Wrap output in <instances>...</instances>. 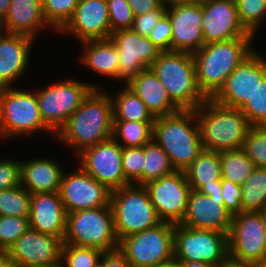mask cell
I'll use <instances>...</instances> for the list:
<instances>
[{
  "label": "cell",
  "mask_w": 266,
  "mask_h": 267,
  "mask_svg": "<svg viewBox=\"0 0 266 267\" xmlns=\"http://www.w3.org/2000/svg\"><path fill=\"white\" fill-rule=\"evenodd\" d=\"M102 90L94 88L55 137L74 148L75 156L112 137L113 102L111 94Z\"/></svg>",
  "instance_id": "obj_1"
},
{
  "label": "cell",
  "mask_w": 266,
  "mask_h": 267,
  "mask_svg": "<svg viewBox=\"0 0 266 267\" xmlns=\"http://www.w3.org/2000/svg\"><path fill=\"white\" fill-rule=\"evenodd\" d=\"M153 139L166 152L176 171H185L204 150L195 110L156 117Z\"/></svg>",
  "instance_id": "obj_2"
},
{
  "label": "cell",
  "mask_w": 266,
  "mask_h": 267,
  "mask_svg": "<svg viewBox=\"0 0 266 267\" xmlns=\"http://www.w3.org/2000/svg\"><path fill=\"white\" fill-rule=\"evenodd\" d=\"M254 38H236L204 44L193 53L197 83L207 98H212L228 76L256 49Z\"/></svg>",
  "instance_id": "obj_3"
},
{
  "label": "cell",
  "mask_w": 266,
  "mask_h": 267,
  "mask_svg": "<svg viewBox=\"0 0 266 267\" xmlns=\"http://www.w3.org/2000/svg\"><path fill=\"white\" fill-rule=\"evenodd\" d=\"M195 113L204 150L224 152L243 148L252 125L240 109L208 98Z\"/></svg>",
  "instance_id": "obj_4"
},
{
  "label": "cell",
  "mask_w": 266,
  "mask_h": 267,
  "mask_svg": "<svg viewBox=\"0 0 266 267\" xmlns=\"http://www.w3.org/2000/svg\"><path fill=\"white\" fill-rule=\"evenodd\" d=\"M150 68L181 110H196L208 99L198 86L192 53L161 52Z\"/></svg>",
  "instance_id": "obj_5"
},
{
  "label": "cell",
  "mask_w": 266,
  "mask_h": 267,
  "mask_svg": "<svg viewBox=\"0 0 266 267\" xmlns=\"http://www.w3.org/2000/svg\"><path fill=\"white\" fill-rule=\"evenodd\" d=\"M15 87V88H14ZM51 130L44 124L35 90L0 88V140Z\"/></svg>",
  "instance_id": "obj_6"
},
{
  "label": "cell",
  "mask_w": 266,
  "mask_h": 267,
  "mask_svg": "<svg viewBox=\"0 0 266 267\" xmlns=\"http://www.w3.org/2000/svg\"><path fill=\"white\" fill-rule=\"evenodd\" d=\"M110 204L118 240L162 222L144 185L133 183L112 191Z\"/></svg>",
  "instance_id": "obj_7"
},
{
  "label": "cell",
  "mask_w": 266,
  "mask_h": 267,
  "mask_svg": "<svg viewBox=\"0 0 266 267\" xmlns=\"http://www.w3.org/2000/svg\"><path fill=\"white\" fill-rule=\"evenodd\" d=\"M63 243L93 247L103 252L118 249L111 204L68 213Z\"/></svg>",
  "instance_id": "obj_8"
},
{
  "label": "cell",
  "mask_w": 266,
  "mask_h": 267,
  "mask_svg": "<svg viewBox=\"0 0 266 267\" xmlns=\"http://www.w3.org/2000/svg\"><path fill=\"white\" fill-rule=\"evenodd\" d=\"M175 224L158 225L119 240L118 250L132 267H162L174 262Z\"/></svg>",
  "instance_id": "obj_9"
},
{
  "label": "cell",
  "mask_w": 266,
  "mask_h": 267,
  "mask_svg": "<svg viewBox=\"0 0 266 267\" xmlns=\"http://www.w3.org/2000/svg\"><path fill=\"white\" fill-rule=\"evenodd\" d=\"M94 88L92 83L77 79H60L47 87L36 89L38 107L44 124L52 131L53 137L67 123L69 117L79 108L83 100Z\"/></svg>",
  "instance_id": "obj_10"
},
{
  "label": "cell",
  "mask_w": 266,
  "mask_h": 267,
  "mask_svg": "<svg viewBox=\"0 0 266 267\" xmlns=\"http://www.w3.org/2000/svg\"><path fill=\"white\" fill-rule=\"evenodd\" d=\"M174 261H199L219 266L229 257L228 234L175 224Z\"/></svg>",
  "instance_id": "obj_11"
},
{
  "label": "cell",
  "mask_w": 266,
  "mask_h": 267,
  "mask_svg": "<svg viewBox=\"0 0 266 267\" xmlns=\"http://www.w3.org/2000/svg\"><path fill=\"white\" fill-rule=\"evenodd\" d=\"M76 158L77 164L111 192L131 184L123 173L122 146L112 137L87 147Z\"/></svg>",
  "instance_id": "obj_12"
},
{
  "label": "cell",
  "mask_w": 266,
  "mask_h": 267,
  "mask_svg": "<svg viewBox=\"0 0 266 267\" xmlns=\"http://www.w3.org/2000/svg\"><path fill=\"white\" fill-rule=\"evenodd\" d=\"M172 28L171 51L195 53L204 45L203 0H183L167 4Z\"/></svg>",
  "instance_id": "obj_13"
},
{
  "label": "cell",
  "mask_w": 266,
  "mask_h": 267,
  "mask_svg": "<svg viewBox=\"0 0 266 267\" xmlns=\"http://www.w3.org/2000/svg\"><path fill=\"white\" fill-rule=\"evenodd\" d=\"M266 77V56L254 51L228 76L212 97L218 104L241 109Z\"/></svg>",
  "instance_id": "obj_14"
},
{
  "label": "cell",
  "mask_w": 266,
  "mask_h": 267,
  "mask_svg": "<svg viewBox=\"0 0 266 267\" xmlns=\"http://www.w3.org/2000/svg\"><path fill=\"white\" fill-rule=\"evenodd\" d=\"M229 257L255 265L266 256V234L260 213L233 216L228 234Z\"/></svg>",
  "instance_id": "obj_15"
},
{
  "label": "cell",
  "mask_w": 266,
  "mask_h": 267,
  "mask_svg": "<svg viewBox=\"0 0 266 267\" xmlns=\"http://www.w3.org/2000/svg\"><path fill=\"white\" fill-rule=\"evenodd\" d=\"M151 203L162 221L179 224L185 216L191 187L184 171L151 180L145 185Z\"/></svg>",
  "instance_id": "obj_16"
},
{
  "label": "cell",
  "mask_w": 266,
  "mask_h": 267,
  "mask_svg": "<svg viewBox=\"0 0 266 267\" xmlns=\"http://www.w3.org/2000/svg\"><path fill=\"white\" fill-rule=\"evenodd\" d=\"M59 193L67 214L107 206L111 195L110 190L80 165L68 174L64 171Z\"/></svg>",
  "instance_id": "obj_17"
},
{
  "label": "cell",
  "mask_w": 266,
  "mask_h": 267,
  "mask_svg": "<svg viewBox=\"0 0 266 267\" xmlns=\"http://www.w3.org/2000/svg\"><path fill=\"white\" fill-rule=\"evenodd\" d=\"M119 59V80L127 84L141 71L150 68L161 53L150 40L131 29L118 30L111 34Z\"/></svg>",
  "instance_id": "obj_18"
},
{
  "label": "cell",
  "mask_w": 266,
  "mask_h": 267,
  "mask_svg": "<svg viewBox=\"0 0 266 267\" xmlns=\"http://www.w3.org/2000/svg\"><path fill=\"white\" fill-rule=\"evenodd\" d=\"M204 44L236 38H255L242 25L233 0H203Z\"/></svg>",
  "instance_id": "obj_19"
},
{
  "label": "cell",
  "mask_w": 266,
  "mask_h": 267,
  "mask_svg": "<svg viewBox=\"0 0 266 267\" xmlns=\"http://www.w3.org/2000/svg\"><path fill=\"white\" fill-rule=\"evenodd\" d=\"M233 214L224 205L222 195L208 196L191 189L185 216L180 225L229 234Z\"/></svg>",
  "instance_id": "obj_20"
},
{
  "label": "cell",
  "mask_w": 266,
  "mask_h": 267,
  "mask_svg": "<svg viewBox=\"0 0 266 267\" xmlns=\"http://www.w3.org/2000/svg\"><path fill=\"white\" fill-rule=\"evenodd\" d=\"M80 41L109 39L111 26L107 0H79L73 16L58 32Z\"/></svg>",
  "instance_id": "obj_21"
},
{
  "label": "cell",
  "mask_w": 266,
  "mask_h": 267,
  "mask_svg": "<svg viewBox=\"0 0 266 267\" xmlns=\"http://www.w3.org/2000/svg\"><path fill=\"white\" fill-rule=\"evenodd\" d=\"M62 244L59 237L29 228L8 249V253L19 267H36L59 260Z\"/></svg>",
  "instance_id": "obj_22"
},
{
  "label": "cell",
  "mask_w": 266,
  "mask_h": 267,
  "mask_svg": "<svg viewBox=\"0 0 266 267\" xmlns=\"http://www.w3.org/2000/svg\"><path fill=\"white\" fill-rule=\"evenodd\" d=\"M34 41L29 36L7 32L0 38V88L12 87L24 76Z\"/></svg>",
  "instance_id": "obj_23"
},
{
  "label": "cell",
  "mask_w": 266,
  "mask_h": 267,
  "mask_svg": "<svg viewBox=\"0 0 266 267\" xmlns=\"http://www.w3.org/2000/svg\"><path fill=\"white\" fill-rule=\"evenodd\" d=\"M29 219L30 228L63 241L67 213L59 192L31 194Z\"/></svg>",
  "instance_id": "obj_24"
},
{
  "label": "cell",
  "mask_w": 266,
  "mask_h": 267,
  "mask_svg": "<svg viewBox=\"0 0 266 267\" xmlns=\"http://www.w3.org/2000/svg\"><path fill=\"white\" fill-rule=\"evenodd\" d=\"M64 171L61 164L47 157L21 161V185L31 194L59 192Z\"/></svg>",
  "instance_id": "obj_25"
},
{
  "label": "cell",
  "mask_w": 266,
  "mask_h": 267,
  "mask_svg": "<svg viewBox=\"0 0 266 267\" xmlns=\"http://www.w3.org/2000/svg\"><path fill=\"white\" fill-rule=\"evenodd\" d=\"M126 85L139 96L155 118L170 115L181 110L170 99L167 90L151 68L141 71Z\"/></svg>",
  "instance_id": "obj_26"
},
{
  "label": "cell",
  "mask_w": 266,
  "mask_h": 267,
  "mask_svg": "<svg viewBox=\"0 0 266 267\" xmlns=\"http://www.w3.org/2000/svg\"><path fill=\"white\" fill-rule=\"evenodd\" d=\"M7 33L22 34L37 40L46 26L41 0H12L3 20Z\"/></svg>",
  "instance_id": "obj_27"
},
{
  "label": "cell",
  "mask_w": 266,
  "mask_h": 267,
  "mask_svg": "<svg viewBox=\"0 0 266 267\" xmlns=\"http://www.w3.org/2000/svg\"><path fill=\"white\" fill-rule=\"evenodd\" d=\"M184 172L191 189L208 196L222 195L220 152L203 150Z\"/></svg>",
  "instance_id": "obj_28"
},
{
  "label": "cell",
  "mask_w": 266,
  "mask_h": 267,
  "mask_svg": "<svg viewBox=\"0 0 266 267\" xmlns=\"http://www.w3.org/2000/svg\"><path fill=\"white\" fill-rule=\"evenodd\" d=\"M83 55L80 63L91 71L119 80V59L114 42L109 39L87 40L80 42Z\"/></svg>",
  "instance_id": "obj_29"
},
{
  "label": "cell",
  "mask_w": 266,
  "mask_h": 267,
  "mask_svg": "<svg viewBox=\"0 0 266 267\" xmlns=\"http://www.w3.org/2000/svg\"><path fill=\"white\" fill-rule=\"evenodd\" d=\"M111 96L113 102V120L154 122L155 117L145 103L126 84Z\"/></svg>",
  "instance_id": "obj_30"
},
{
  "label": "cell",
  "mask_w": 266,
  "mask_h": 267,
  "mask_svg": "<svg viewBox=\"0 0 266 267\" xmlns=\"http://www.w3.org/2000/svg\"><path fill=\"white\" fill-rule=\"evenodd\" d=\"M154 122L113 120L112 138L122 147H143L153 139Z\"/></svg>",
  "instance_id": "obj_31"
},
{
  "label": "cell",
  "mask_w": 266,
  "mask_h": 267,
  "mask_svg": "<svg viewBox=\"0 0 266 267\" xmlns=\"http://www.w3.org/2000/svg\"><path fill=\"white\" fill-rule=\"evenodd\" d=\"M242 186V212L260 213L266 207V167H256Z\"/></svg>",
  "instance_id": "obj_32"
},
{
  "label": "cell",
  "mask_w": 266,
  "mask_h": 267,
  "mask_svg": "<svg viewBox=\"0 0 266 267\" xmlns=\"http://www.w3.org/2000/svg\"><path fill=\"white\" fill-rule=\"evenodd\" d=\"M221 179L242 185L256 168L243 149L220 152Z\"/></svg>",
  "instance_id": "obj_33"
},
{
  "label": "cell",
  "mask_w": 266,
  "mask_h": 267,
  "mask_svg": "<svg viewBox=\"0 0 266 267\" xmlns=\"http://www.w3.org/2000/svg\"><path fill=\"white\" fill-rule=\"evenodd\" d=\"M174 171L166 152L154 139L149 141L144 146L143 185L151 180L170 175Z\"/></svg>",
  "instance_id": "obj_34"
},
{
  "label": "cell",
  "mask_w": 266,
  "mask_h": 267,
  "mask_svg": "<svg viewBox=\"0 0 266 267\" xmlns=\"http://www.w3.org/2000/svg\"><path fill=\"white\" fill-rule=\"evenodd\" d=\"M31 193L22 185L0 191V216L29 217Z\"/></svg>",
  "instance_id": "obj_35"
},
{
  "label": "cell",
  "mask_w": 266,
  "mask_h": 267,
  "mask_svg": "<svg viewBox=\"0 0 266 267\" xmlns=\"http://www.w3.org/2000/svg\"><path fill=\"white\" fill-rule=\"evenodd\" d=\"M43 15L51 29L60 31L71 19L79 0H41Z\"/></svg>",
  "instance_id": "obj_36"
},
{
  "label": "cell",
  "mask_w": 266,
  "mask_h": 267,
  "mask_svg": "<svg viewBox=\"0 0 266 267\" xmlns=\"http://www.w3.org/2000/svg\"><path fill=\"white\" fill-rule=\"evenodd\" d=\"M104 252L93 247L62 244L61 257L64 267H94Z\"/></svg>",
  "instance_id": "obj_37"
},
{
  "label": "cell",
  "mask_w": 266,
  "mask_h": 267,
  "mask_svg": "<svg viewBox=\"0 0 266 267\" xmlns=\"http://www.w3.org/2000/svg\"><path fill=\"white\" fill-rule=\"evenodd\" d=\"M235 3L244 28L253 36L257 35L266 18V0H236Z\"/></svg>",
  "instance_id": "obj_38"
},
{
  "label": "cell",
  "mask_w": 266,
  "mask_h": 267,
  "mask_svg": "<svg viewBox=\"0 0 266 267\" xmlns=\"http://www.w3.org/2000/svg\"><path fill=\"white\" fill-rule=\"evenodd\" d=\"M255 167H266V125L251 126L242 148Z\"/></svg>",
  "instance_id": "obj_39"
},
{
  "label": "cell",
  "mask_w": 266,
  "mask_h": 267,
  "mask_svg": "<svg viewBox=\"0 0 266 267\" xmlns=\"http://www.w3.org/2000/svg\"><path fill=\"white\" fill-rule=\"evenodd\" d=\"M29 228V217L0 216V251H8Z\"/></svg>",
  "instance_id": "obj_40"
},
{
  "label": "cell",
  "mask_w": 266,
  "mask_h": 267,
  "mask_svg": "<svg viewBox=\"0 0 266 267\" xmlns=\"http://www.w3.org/2000/svg\"><path fill=\"white\" fill-rule=\"evenodd\" d=\"M240 110L252 126L266 125V77Z\"/></svg>",
  "instance_id": "obj_41"
},
{
  "label": "cell",
  "mask_w": 266,
  "mask_h": 267,
  "mask_svg": "<svg viewBox=\"0 0 266 267\" xmlns=\"http://www.w3.org/2000/svg\"><path fill=\"white\" fill-rule=\"evenodd\" d=\"M122 166L124 176L131 184L143 185L144 146L122 147Z\"/></svg>",
  "instance_id": "obj_42"
},
{
  "label": "cell",
  "mask_w": 266,
  "mask_h": 267,
  "mask_svg": "<svg viewBox=\"0 0 266 267\" xmlns=\"http://www.w3.org/2000/svg\"><path fill=\"white\" fill-rule=\"evenodd\" d=\"M111 33L131 29L134 15L127 0H107Z\"/></svg>",
  "instance_id": "obj_43"
},
{
  "label": "cell",
  "mask_w": 266,
  "mask_h": 267,
  "mask_svg": "<svg viewBox=\"0 0 266 267\" xmlns=\"http://www.w3.org/2000/svg\"><path fill=\"white\" fill-rule=\"evenodd\" d=\"M21 161L0 159V191L21 185Z\"/></svg>",
  "instance_id": "obj_44"
},
{
  "label": "cell",
  "mask_w": 266,
  "mask_h": 267,
  "mask_svg": "<svg viewBox=\"0 0 266 267\" xmlns=\"http://www.w3.org/2000/svg\"><path fill=\"white\" fill-rule=\"evenodd\" d=\"M167 4H162L157 10L134 16L131 30L143 37H149L159 19L166 13Z\"/></svg>",
  "instance_id": "obj_45"
},
{
  "label": "cell",
  "mask_w": 266,
  "mask_h": 267,
  "mask_svg": "<svg viewBox=\"0 0 266 267\" xmlns=\"http://www.w3.org/2000/svg\"><path fill=\"white\" fill-rule=\"evenodd\" d=\"M149 40L161 52L171 51L172 28L168 15L165 13L152 30Z\"/></svg>",
  "instance_id": "obj_46"
},
{
  "label": "cell",
  "mask_w": 266,
  "mask_h": 267,
  "mask_svg": "<svg viewBox=\"0 0 266 267\" xmlns=\"http://www.w3.org/2000/svg\"><path fill=\"white\" fill-rule=\"evenodd\" d=\"M222 197L225 208L233 215L242 212V186L222 179Z\"/></svg>",
  "instance_id": "obj_47"
},
{
  "label": "cell",
  "mask_w": 266,
  "mask_h": 267,
  "mask_svg": "<svg viewBox=\"0 0 266 267\" xmlns=\"http://www.w3.org/2000/svg\"><path fill=\"white\" fill-rule=\"evenodd\" d=\"M127 2L134 16L157 10L163 4L161 0H127Z\"/></svg>",
  "instance_id": "obj_48"
},
{
  "label": "cell",
  "mask_w": 266,
  "mask_h": 267,
  "mask_svg": "<svg viewBox=\"0 0 266 267\" xmlns=\"http://www.w3.org/2000/svg\"><path fill=\"white\" fill-rule=\"evenodd\" d=\"M105 267H132L125 256L118 250L105 252Z\"/></svg>",
  "instance_id": "obj_49"
},
{
  "label": "cell",
  "mask_w": 266,
  "mask_h": 267,
  "mask_svg": "<svg viewBox=\"0 0 266 267\" xmlns=\"http://www.w3.org/2000/svg\"><path fill=\"white\" fill-rule=\"evenodd\" d=\"M0 267H19L11 258L8 251H0Z\"/></svg>",
  "instance_id": "obj_50"
},
{
  "label": "cell",
  "mask_w": 266,
  "mask_h": 267,
  "mask_svg": "<svg viewBox=\"0 0 266 267\" xmlns=\"http://www.w3.org/2000/svg\"><path fill=\"white\" fill-rule=\"evenodd\" d=\"M176 267H218L216 265L206 264L199 261H174Z\"/></svg>",
  "instance_id": "obj_51"
},
{
  "label": "cell",
  "mask_w": 266,
  "mask_h": 267,
  "mask_svg": "<svg viewBox=\"0 0 266 267\" xmlns=\"http://www.w3.org/2000/svg\"><path fill=\"white\" fill-rule=\"evenodd\" d=\"M218 267H255L253 264L241 262L228 257Z\"/></svg>",
  "instance_id": "obj_52"
},
{
  "label": "cell",
  "mask_w": 266,
  "mask_h": 267,
  "mask_svg": "<svg viewBox=\"0 0 266 267\" xmlns=\"http://www.w3.org/2000/svg\"><path fill=\"white\" fill-rule=\"evenodd\" d=\"M12 0H0V19L3 21L8 13Z\"/></svg>",
  "instance_id": "obj_53"
},
{
  "label": "cell",
  "mask_w": 266,
  "mask_h": 267,
  "mask_svg": "<svg viewBox=\"0 0 266 267\" xmlns=\"http://www.w3.org/2000/svg\"><path fill=\"white\" fill-rule=\"evenodd\" d=\"M36 267H64L63 262L61 259L57 260L56 262L52 264L42 265V266H36Z\"/></svg>",
  "instance_id": "obj_54"
},
{
  "label": "cell",
  "mask_w": 266,
  "mask_h": 267,
  "mask_svg": "<svg viewBox=\"0 0 266 267\" xmlns=\"http://www.w3.org/2000/svg\"><path fill=\"white\" fill-rule=\"evenodd\" d=\"M263 223H264V230L266 234V207L260 212Z\"/></svg>",
  "instance_id": "obj_55"
},
{
  "label": "cell",
  "mask_w": 266,
  "mask_h": 267,
  "mask_svg": "<svg viewBox=\"0 0 266 267\" xmlns=\"http://www.w3.org/2000/svg\"><path fill=\"white\" fill-rule=\"evenodd\" d=\"M94 267H105V252L101 257V260Z\"/></svg>",
  "instance_id": "obj_56"
},
{
  "label": "cell",
  "mask_w": 266,
  "mask_h": 267,
  "mask_svg": "<svg viewBox=\"0 0 266 267\" xmlns=\"http://www.w3.org/2000/svg\"><path fill=\"white\" fill-rule=\"evenodd\" d=\"M254 266L255 267H266V256L261 261H258Z\"/></svg>",
  "instance_id": "obj_57"
},
{
  "label": "cell",
  "mask_w": 266,
  "mask_h": 267,
  "mask_svg": "<svg viewBox=\"0 0 266 267\" xmlns=\"http://www.w3.org/2000/svg\"><path fill=\"white\" fill-rule=\"evenodd\" d=\"M5 27L3 21L0 19V38L5 34Z\"/></svg>",
  "instance_id": "obj_58"
},
{
  "label": "cell",
  "mask_w": 266,
  "mask_h": 267,
  "mask_svg": "<svg viewBox=\"0 0 266 267\" xmlns=\"http://www.w3.org/2000/svg\"><path fill=\"white\" fill-rule=\"evenodd\" d=\"M164 4H170L172 2H178V1H183V0H161Z\"/></svg>",
  "instance_id": "obj_59"
},
{
  "label": "cell",
  "mask_w": 266,
  "mask_h": 267,
  "mask_svg": "<svg viewBox=\"0 0 266 267\" xmlns=\"http://www.w3.org/2000/svg\"><path fill=\"white\" fill-rule=\"evenodd\" d=\"M162 267H176V266L174 264H170V265L162 266Z\"/></svg>",
  "instance_id": "obj_60"
}]
</instances>
